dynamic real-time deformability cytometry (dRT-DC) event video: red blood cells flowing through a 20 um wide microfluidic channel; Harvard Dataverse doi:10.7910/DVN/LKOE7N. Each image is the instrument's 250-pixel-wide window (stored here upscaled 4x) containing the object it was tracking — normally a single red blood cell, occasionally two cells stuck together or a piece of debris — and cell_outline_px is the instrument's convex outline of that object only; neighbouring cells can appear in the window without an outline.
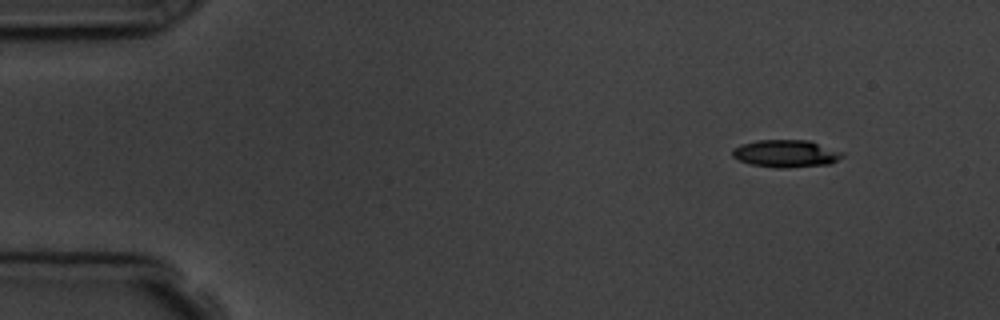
{"species": "common noctule bat (a hibernating species)", "species_latin": "Nyctalus noctula", "temperature_condition": "room temperature", "stored_images_in_passage": 3, "camera_frame_rate_fps": 3000, "um_per_image_px": 0.085, "animal": {"sex": "male", "body_mass_g": 19.5, "forearm_length_mm": 54.6}, "frame": {"image": 1, "passage_image": 1, "time_ms": 0.0, "image_size_px": [1000, 320], "cell_outline_px": [[844, 156], [828, 164], [788, 168], [776, 168], [748, 164], [732, 156], [732, 152], [736, 148], [744, 144], [756, 140], [808, 140], [844, 152]], "centroid_in_image_um": [66.82, 13.06], "position_along_channel_um": 18.2, "area_um2": 17.46}}